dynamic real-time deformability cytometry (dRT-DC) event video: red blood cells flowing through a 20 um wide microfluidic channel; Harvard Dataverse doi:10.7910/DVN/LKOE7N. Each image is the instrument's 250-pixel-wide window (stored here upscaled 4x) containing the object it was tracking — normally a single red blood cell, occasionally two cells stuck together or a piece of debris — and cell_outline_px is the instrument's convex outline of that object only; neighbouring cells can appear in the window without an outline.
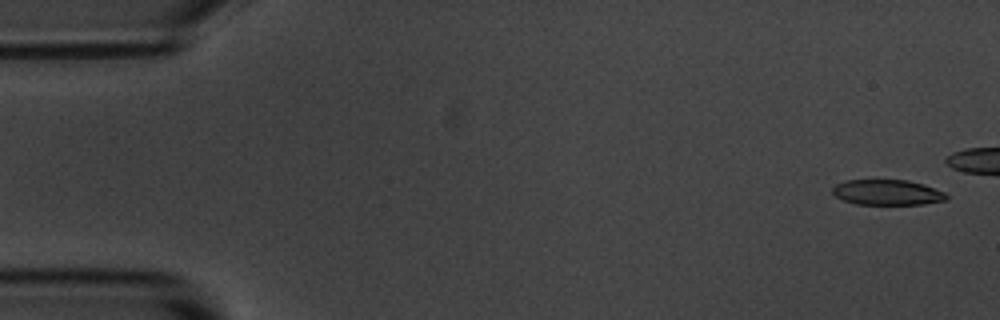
{"species": "common noctule bat (a hibernating species)", "species_latin": "Nyctalus noctula", "temperature_condition": "room temperature", "stored_images_in_passage": 6, "camera_frame_rate_fps": 3000, "um_per_image_px": 0.085, "animal": {"sex": "male", "body_mass_g": 20.1, "forearm_length_mm": 53.5}, "frame": {"image": 1, "passage_image": 1, "time_ms": 0.0, "image_size_px": [1000, 320], "cell_outline_px": [[948, 200], [924, 204], [856, 204], [844, 200], [836, 196], [832, 192], [832, 188], [836, 184], [844, 180], [908, 180], [924, 184], [944, 192], [948, 196]], "centroid_in_image_um": [75.43, 16.35], "position_along_channel_um": 9.6, "area_um2": 16.88}}
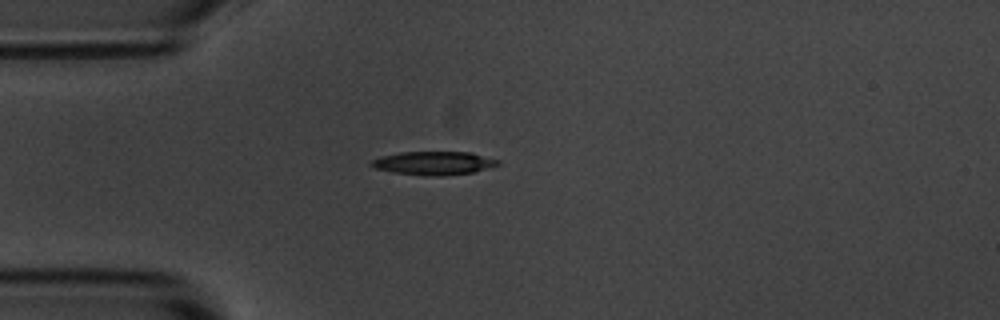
{"frame": {"image": 2, "passage_image": 6, "time_ms": 5.667, "image_size_px": [1000, 320], "cell_outline_px": [[500, 164], [472, 172], [444, 176], [424, 176], [392, 172], [376, 168], [368, 164], [372, 160], [380, 156], [400, 152], [472, 152], [500, 160]], "centroid_in_image_um": [36.86, 13.86], "position_along_channel_um": 48.1, "area_um2": 17.4}}